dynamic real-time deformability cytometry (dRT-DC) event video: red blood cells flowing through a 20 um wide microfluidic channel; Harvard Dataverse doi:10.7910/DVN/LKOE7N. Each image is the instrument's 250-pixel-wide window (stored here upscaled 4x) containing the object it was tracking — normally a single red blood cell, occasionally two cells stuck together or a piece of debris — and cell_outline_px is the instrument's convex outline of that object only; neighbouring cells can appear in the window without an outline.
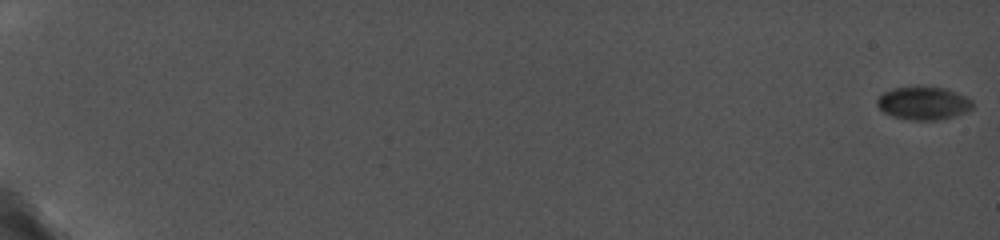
{"species": "common noctule bat (a hibernating species)", "species_latin": "Nyctalus noctula", "temperature_condition": "cold", "stored_images_in_passage": 25, "camera_frame_rate_fps": 5000, "um_per_image_px": 0.085, "animal": {"sex": "female", "body_mass_g": 19.0, "forearm_length_mm": 56.7}, "frame": {"image": 1, "passage_image": 1, "time_ms": 0.0, "image_size_px": [1000, 240], "cell_outline_px": [[972, 108], [964, 112], [952, 116], [936, 120], [912, 120], [892, 116], [884, 112], [876, 104], [876, 100], [884, 92], [892, 88], [944, 88], [956, 92], [972, 100]], "centroid_in_image_um": [78.46, 8.79], "position_along_channel_um": 6.5, "area_um2": 17.86}}
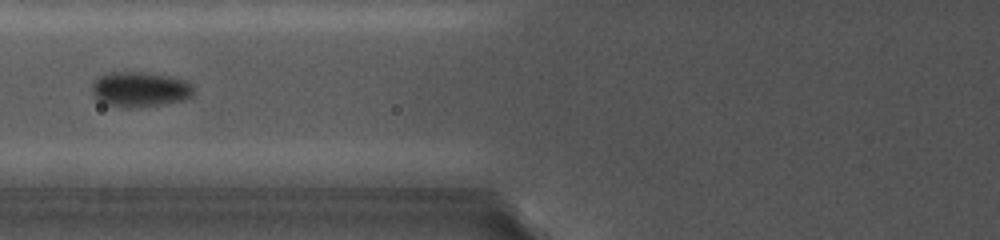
{"frame": {"image": 2, "passage_image": 15, "time_ms": 9.0, "image_size_px": [1000, 240], "cell_outline_px": [[192, 96], [184, 100], [164, 104], [136, 108], [120, 108], [108, 104], [92, 96], [92, 84], [96, 76], [104, 72], [148, 72], [168, 76], [184, 80], [192, 84]], "centroid_in_image_um": [11.85, 7.59], "position_along_channel_um": 114.0, "area_um2": 21.15}}
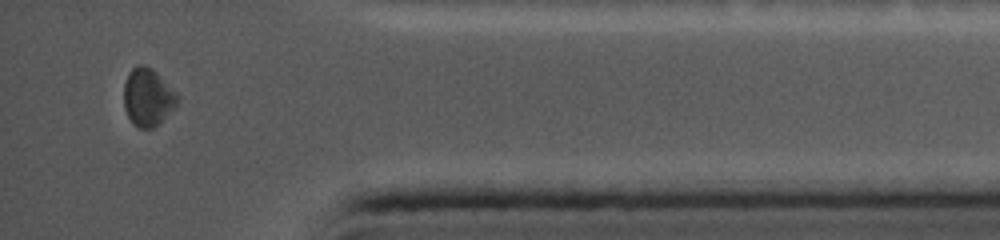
{"frame": {"image": 3, "passage_image": 25, "time_ms": 17.4, "image_size_px": [1000, 240], "cell_outline_px": [[180, 100], [152, 128], [140, 128], [132, 124], [124, 108], [124, 84], [128, 72], [136, 64], [144, 64], [152, 68], [156, 72]], "centroid_in_image_um": [12.49, 8.23], "position_along_channel_um": 422.7, "area_um2": 17.51}, "authors_computed_cell_mechanics": {"area_um2": 18.785, "velocity_mm_per_s": 3.7636, "shape_relaxation_time_tau1_ms": 4.8739, "shape_relaxation_time_tau2_ms": null, "deformation_change_tau1": 0.0271, "deformation_change_tau2": null}}